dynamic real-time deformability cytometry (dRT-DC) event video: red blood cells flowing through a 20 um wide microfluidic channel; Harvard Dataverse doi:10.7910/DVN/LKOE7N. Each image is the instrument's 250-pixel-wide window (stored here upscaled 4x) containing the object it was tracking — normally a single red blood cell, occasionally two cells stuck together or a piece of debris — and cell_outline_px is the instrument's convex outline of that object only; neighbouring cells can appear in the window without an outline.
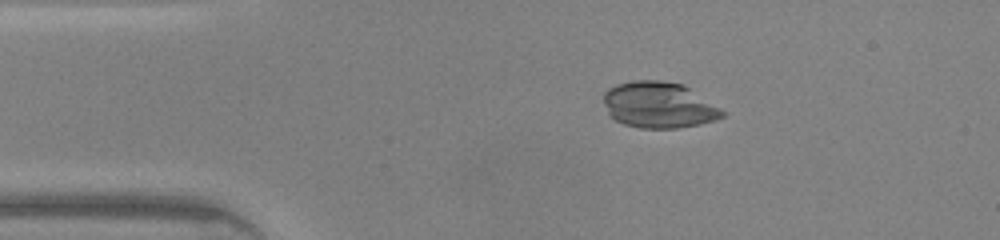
{"species": "common noctule bat (a hibernating species)", "species_latin": "Nyctalus noctula", "temperature_condition": "warm", "stored_images_in_passage": 45, "camera_frame_rate_fps": 3000, "um_per_image_px": 0.085, "animal": {"sex": "male", "body_mass_g": 20.0, "forearm_length_mm": 53.3}, "frame": {"image": 1, "passage_image": 8, "time_ms": 2.333, "image_size_px": [1000, 240], "cell_outline_px": [[728, 112], [724, 116], [716, 120], [700, 124], [676, 128], [640, 128], [624, 124], [616, 120], [608, 112], [604, 104], [604, 92], [608, 88], [616, 84], [636, 80], [660, 80], [684, 84]], "centroid_in_image_um": [56.05, 8.92], "position_along_channel_um": 29.0, "area_um2": 32.14}}
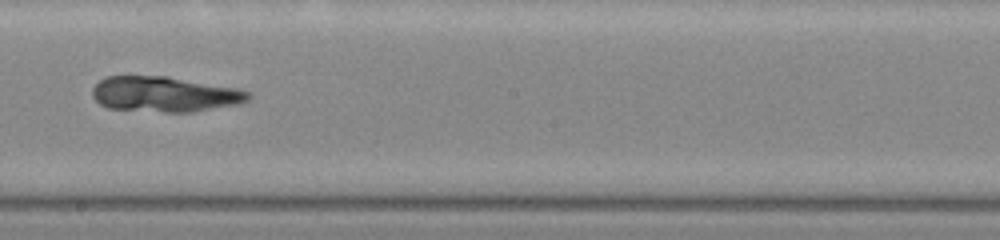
{"frame": {"image": 2, "passage_image": 25, "time_ms": 8.0, "image_size_px": [1000, 240], "cell_outline_px": [[252, 96], [248, 100], [236, 104], [192, 112], [164, 112], [108, 108], [100, 104], [92, 96], [92, 88], [104, 76], [168, 76], [236, 88], [252, 92]], "centroid_in_image_um": [13.98, 8.0], "position_along_channel_um": 234.2, "area_um2": 32.14}}
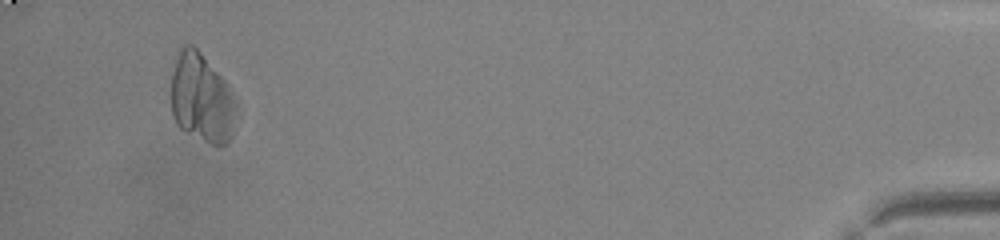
{"frame": {"image": 3, "passage_image": 43, "time_ms": 14.0, "image_size_px": [1000, 240], "cell_outline_px": [[236, 104], [232, 136], [228, 144], [212, 144], [180, 128], [176, 124], [172, 112], [172, 72], [180, 48], [184, 44], [192, 44], [200, 52], [228, 84], [236, 100]], "centroid_in_image_um": [17.15, 8.34], "position_along_channel_um": 418.1, "area_um2": 33.47}}